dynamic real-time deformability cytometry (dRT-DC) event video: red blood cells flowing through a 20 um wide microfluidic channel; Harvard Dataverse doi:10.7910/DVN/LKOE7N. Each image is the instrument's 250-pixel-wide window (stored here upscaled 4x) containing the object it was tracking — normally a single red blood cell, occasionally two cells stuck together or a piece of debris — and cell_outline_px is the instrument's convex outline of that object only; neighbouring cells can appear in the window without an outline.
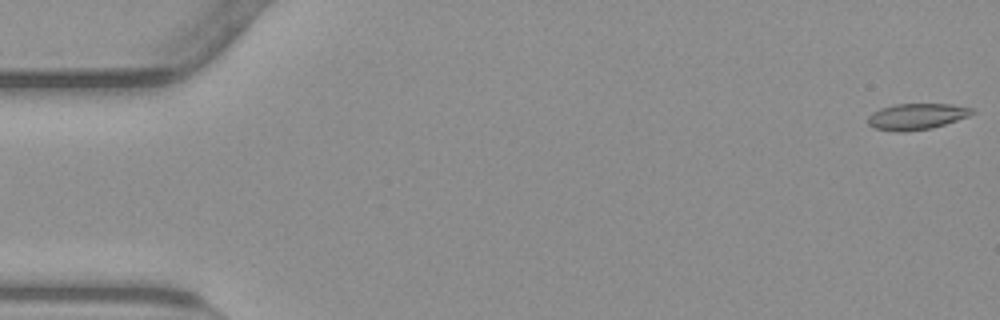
{"species": "common noctule bat (a hibernating species)", "species_latin": "Nyctalus noctula", "temperature_condition": "warm", "stored_images_in_passage": 55, "camera_frame_rate_fps": 3000, "um_per_image_px": 0.085, "animal": {"sex": "male", "body_mass_g": 23.1, "forearm_length_mm": 52.7}, "frame": {"image": 1, "passage_image": 1, "time_ms": 0.0, "image_size_px": [1000, 320], "cell_outline_px": [[976, 112], [968, 116], [932, 128], [904, 132], [900, 132], [876, 128], [868, 124], [868, 116], [872, 112], [880, 108], [896, 104], [952, 104], [972, 108]], "centroid_in_image_um": [77.91, 9.89], "position_along_channel_um": 7.1, "area_um2": 15.78}}
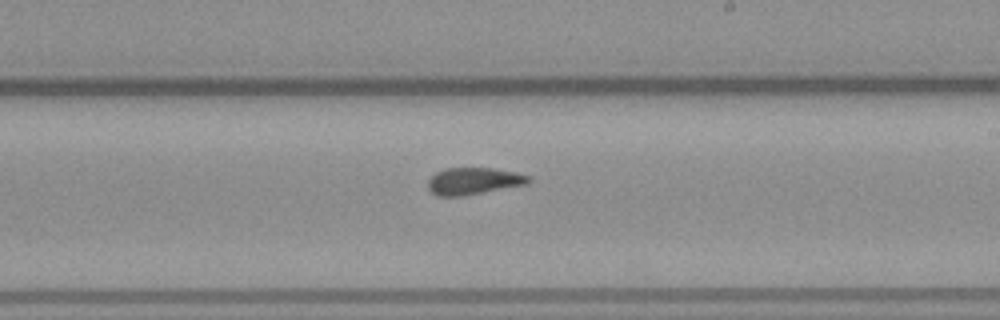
{"frame": {"image": 2, "passage_image": 32, "time_ms": 10.333, "image_size_px": [1000, 320], "cell_outline_px": [[532, 180], [528, 184], [460, 196], [436, 196], [428, 188], [428, 180], [436, 172], [444, 168], [492, 168], [516, 172], [528, 176]], "centroid_in_image_um": [40.24, 15.38], "position_along_channel_um": 248.8, "area_um2": 15.72}}
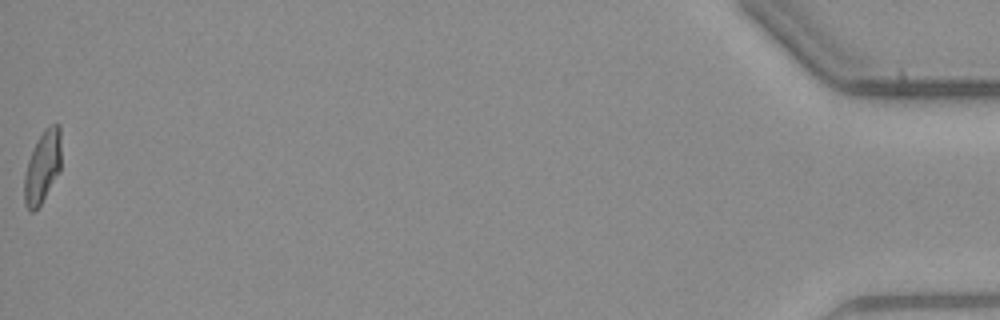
{"frame": {"image": 3, "passage_image": 55, "time_ms": 18.0, "image_size_px": [1000, 320], "cell_outline_px": [[60, 172], [40, 204], [32, 212], [28, 212], [24, 204], [24, 176], [28, 160], [44, 128], [52, 124], [60, 124]], "centroid_in_image_um": [3.6, 14.21], "position_along_channel_um": 431.6, "area_um2": 15.37}, "authors_computed_cell_mechanics": {"area_um2": 16.0684, "velocity_mm_per_s": 3.7931, "shape_relaxation_time_tau1_ms": null, "shape_relaxation_time_tau2_ms": 2.2916, "deformation_change_tau1": null, "deformation_change_tau2": 0.0795}}